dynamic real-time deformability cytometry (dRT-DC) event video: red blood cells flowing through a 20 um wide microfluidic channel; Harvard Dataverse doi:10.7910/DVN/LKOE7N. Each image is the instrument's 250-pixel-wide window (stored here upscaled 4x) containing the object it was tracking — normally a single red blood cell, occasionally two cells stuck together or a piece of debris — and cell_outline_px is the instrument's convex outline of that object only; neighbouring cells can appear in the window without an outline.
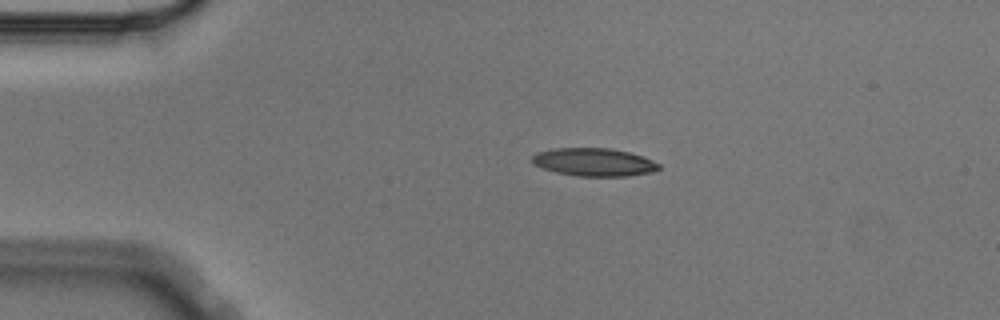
{"species": "Egyptian fruit bat (a non-hibernating species)", "species_latin": "Rousettus aegyptiacus", "temperature_condition": "cold", "stored_images_in_passage": 3, "camera_frame_rate_fps": 3000, "um_per_image_px": 0.085, "animal": {"sex": "male"}, "frame": {"image": 1, "passage_image": 2, "time_ms": 0.333, "image_size_px": [1000, 320], "cell_outline_px": [[660, 168], [652, 172], [628, 176], [576, 176], [556, 172], [532, 164], [532, 156], [536, 152], [552, 148], [608, 148], [628, 152], [644, 156], [660, 164]], "centroid_in_image_um": [50.48, 13.78], "position_along_channel_um": 34.5, "area_um2": 20.75}}